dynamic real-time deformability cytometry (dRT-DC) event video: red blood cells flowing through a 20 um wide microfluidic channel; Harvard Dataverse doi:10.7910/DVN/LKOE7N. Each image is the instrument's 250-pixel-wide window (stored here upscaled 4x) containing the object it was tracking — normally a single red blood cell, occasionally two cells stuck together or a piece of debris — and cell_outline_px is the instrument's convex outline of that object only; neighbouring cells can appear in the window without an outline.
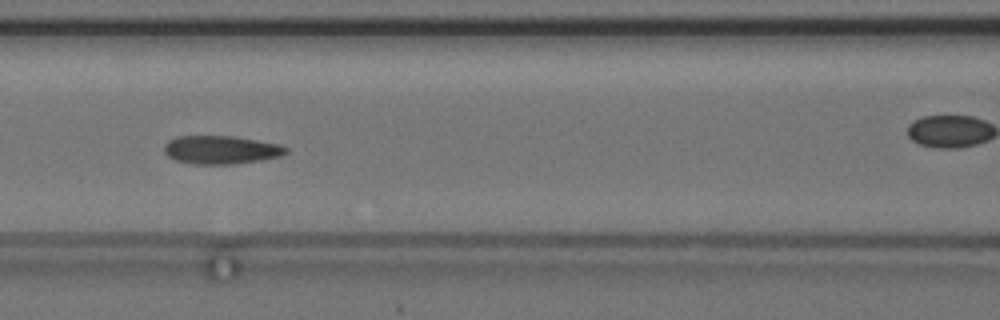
{"species": "common noctule bat (a hibernating species)", "species_latin": "Nyctalus noctula", "temperature_condition": "cold", "stored_images_in_passage": 15, "camera_frame_rate_fps": 3000, "um_per_image_px": 0.085, "animal": {"sex": "female", "body_mass_g": 24.6, "forearm_length_mm": 56.2}, "frame": {"image": 1, "passage_image": 10, "time_ms": 3.0, "image_size_px": [1000, 320], "cell_outline_px": [[288, 152], [280, 156], [260, 160], [232, 164], [192, 164], [176, 160], [168, 156], [164, 152], [164, 144], [168, 140], [176, 136], [232, 136], [280, 144], [288, 148]], "centroid_in_image_um": [18.76, 12.73], "position_along_channel_um": 147.8, "area_um2": 20.11}}